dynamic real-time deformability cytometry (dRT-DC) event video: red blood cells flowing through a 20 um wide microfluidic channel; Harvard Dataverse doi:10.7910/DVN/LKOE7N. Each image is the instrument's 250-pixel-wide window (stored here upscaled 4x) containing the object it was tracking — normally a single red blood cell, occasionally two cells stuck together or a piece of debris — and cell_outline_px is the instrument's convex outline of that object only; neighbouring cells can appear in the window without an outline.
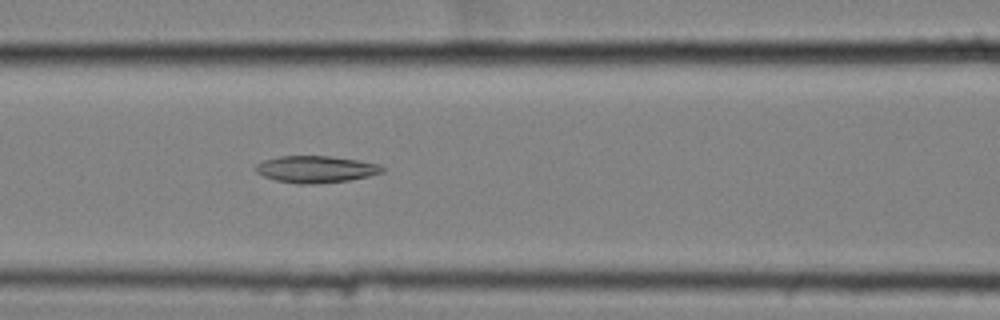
{"species": "common noctule bat (a hibernating species)", "species_latin": "Nyctalus noctula", "temperature_condition": "cold", "stored_images_in_passage": 58, "camera_frame_rate_fps": 3000, "um_per_image_px": 0.085, "animal": {"sex": "female", "body_mass_g": 25.1}, "frame": {"image": 1, "passage_image": 26, "time_ms": 8.333, "image_size_px": [1000, 320], "cell_outline_px": [[384, 172], [368, 176], [348, 180], [308, 184], [296, 184], [276, 180], [264, 176], [256, 172], [256, 164], [264, 160], [280, 156], [332, 156], [380, 164], [384, 168]], "centroid_in_image_um": [26.85, 14.38], "position_along_channel_um": 139.8, "area_um2": 19.65}}
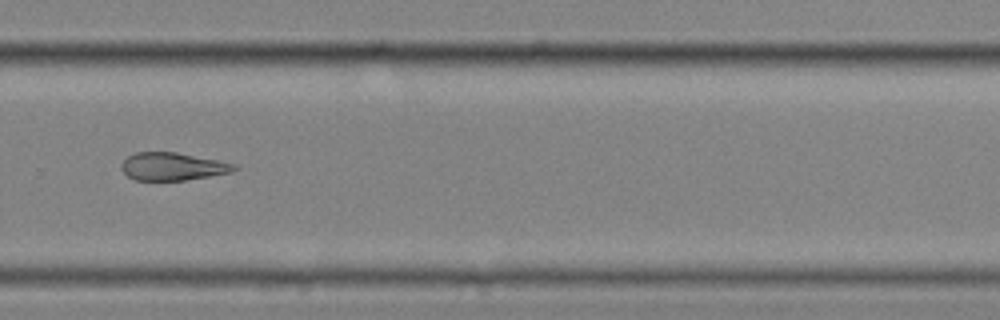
{"frame": {"image": 2, "passage_image": 41, "time_ms": 13.333, "image_size_px": [1000, 320], "cell_outline_px": [[240, 168], [232, 172], [184, 180], [136, 180], [128, 176], [120, 168], [120, 164], [128, 156], [136, 152], [176, 152], [236, 164]], "centroid_in_image_um": [14.66, 14.15], "position_along_channel_um": 315.1, "area_um2": 18.15}}
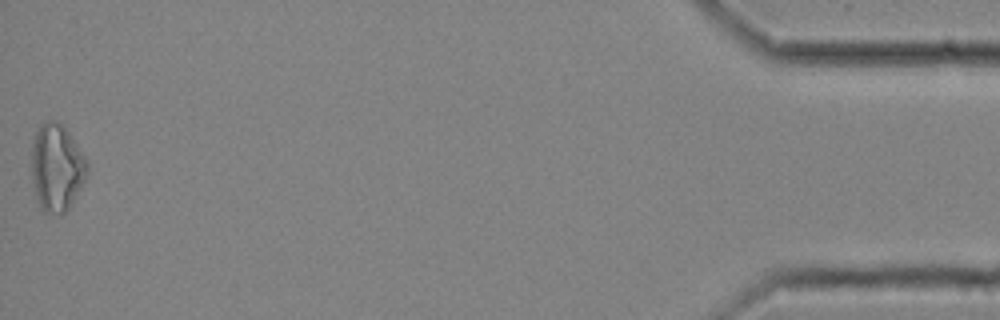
{"frame": {"image": 3, "passage_image": 58, "time_ms": 19.0, "image_size_px": [1000, 320], "cell_outline_px": [[88, 168], [84, 180], [68, 208], [60, 216], [44, 212], [40, 208], [36, 200], [32, 180], [32, 140], [40, 124], [48, 120], [56, 120], [64, 124], [84, 156], [88, 164]], "centroid_in_image_um": [4.79, 14.23], "position_along_channel_um": 430.4, "area_um2": 28.38}, "authors_computed_cell_mechanics": {"area_um2": 21.5594, "velocity_mm_per_s": 3.5119, "shape_relaxation_time_tau1_ms": null, "shape_relaxation_time_tau2_ms": 4.0237, "deformation_change_tau1": null, "deformation_change_tau2": 0.1297}}